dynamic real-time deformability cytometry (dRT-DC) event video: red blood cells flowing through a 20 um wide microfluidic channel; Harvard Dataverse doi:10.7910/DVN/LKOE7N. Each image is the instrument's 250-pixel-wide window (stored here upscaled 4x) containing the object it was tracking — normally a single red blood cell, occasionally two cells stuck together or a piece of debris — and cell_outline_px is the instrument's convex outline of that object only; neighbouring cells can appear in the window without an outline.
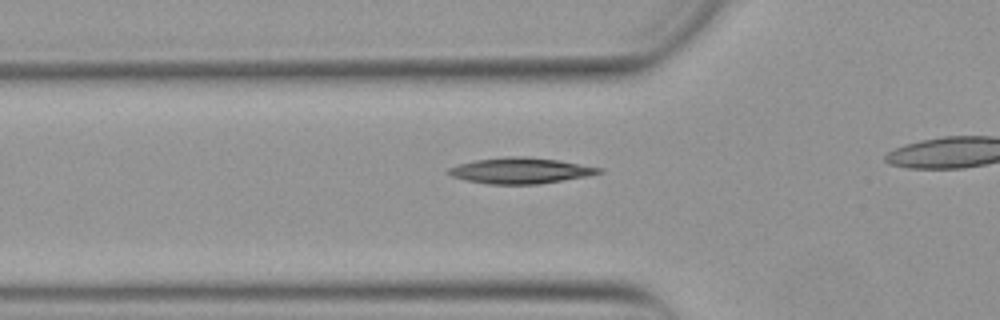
{"species": "Egyptian fruit bat (a non-hibernating species)", "species_latin": "Rousettus aegyptiacus", "temperature_condition": "warm", "stored_images_in_passage": 30, "camera_frame_rate_fps": 3000, "um_per_image_px": 0.085, "animal": {"sex": "female"}, "frame": {"image": 1, "passage_image": 6, "time_ms": 1.667, "image_size_px": [1000, 320], "cell_outline_px": [[604, 172], [588, 176], [536, 184], [488, 184], [468, 180], [452, 176], [444, 172], [448, 168], [460, 164], [476, 160], [508, 156], [524, 156], [560, 160], [604, 168]], "centroid_in_image_um": [44.28, 14.49], "position_along_channel_um": 81.5, "area_um2": 22.66}}
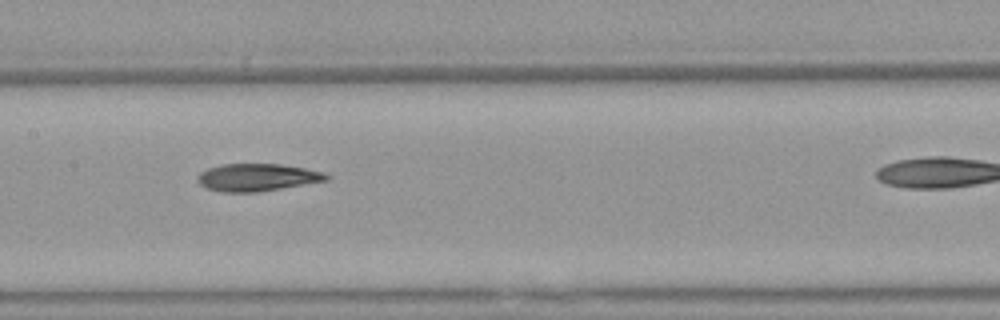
{"frame": {"image": 2, "passage_image": 14, "time_ms": 4.333, "image_size_px": [1000, 320], "cell_outline_px": [[332, 176], [328, 180], [256, 192], [220, 192], [208, 188], [200, 184], [196, 180], [196, 176], [200, 172], [208, 168], [220, 164], [280, 164], [304, 168], [324, 172]], "centroid_in_image_um": [21.84, 15.07], "position_along_channel_um": 185.6, "area_um2": 20.58}}
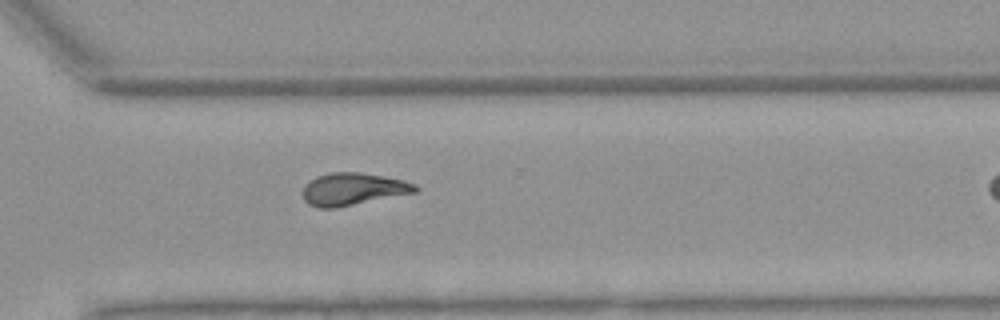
{"frame": {"image": 3, "passage_image": 26, "time_ms": 8.333, "image_size_px": [1000, 320], "cell_outline_px": [[420, 188], [416, 192], [336, 208], [320, 208], [308, 204], [304, 200], [304, 184], [308, 180], [316, 176], [332, 172], [360, 172], [404, 180], [416, 184]], "centroid_in_image_um": [30.0, 16.07], "position_along_channel_um": 340.6, "area_um2": 21.27}}